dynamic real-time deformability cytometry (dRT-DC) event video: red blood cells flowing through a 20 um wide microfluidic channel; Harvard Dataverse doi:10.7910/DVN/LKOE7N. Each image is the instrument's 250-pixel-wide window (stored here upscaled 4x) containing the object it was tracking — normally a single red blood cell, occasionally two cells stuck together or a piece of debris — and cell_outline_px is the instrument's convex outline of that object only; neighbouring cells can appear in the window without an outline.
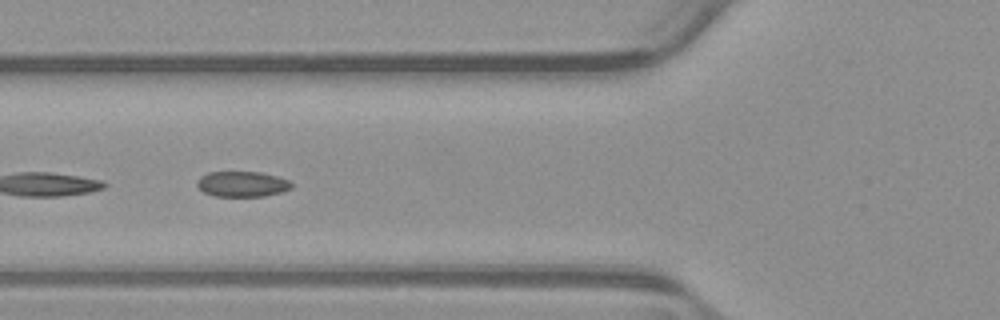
{"species": "common noctule bat (a hibernating species)", "species_latin": "Nyctalus noctula", "temperature_condition": "warm", "stored_images_in_passage": 11, "camera_frame_rate_fps": 3000, "um_per_image_px": 0.085, "animal": {"sex": "male", "body_mass_g": 23.1, "forearm_length_mm": 52.7}, "frame": {"image": 1, "passage_image": 4, "time_ms": 1.0, "image_size_px": [1000, 320], "cell_outline_px": [[292, 188], [280, 192], [264, 196], [216, 196], [204, 192], [196, 184], [196, 180], [200, 176], [208, 172], [260, 172], [276, 176], [288, 180], [292, 184]], "centroid_in_image_um": [20.56, 15.64], "position_along_channel_um": 105.2, "area_um2": 13.93}}